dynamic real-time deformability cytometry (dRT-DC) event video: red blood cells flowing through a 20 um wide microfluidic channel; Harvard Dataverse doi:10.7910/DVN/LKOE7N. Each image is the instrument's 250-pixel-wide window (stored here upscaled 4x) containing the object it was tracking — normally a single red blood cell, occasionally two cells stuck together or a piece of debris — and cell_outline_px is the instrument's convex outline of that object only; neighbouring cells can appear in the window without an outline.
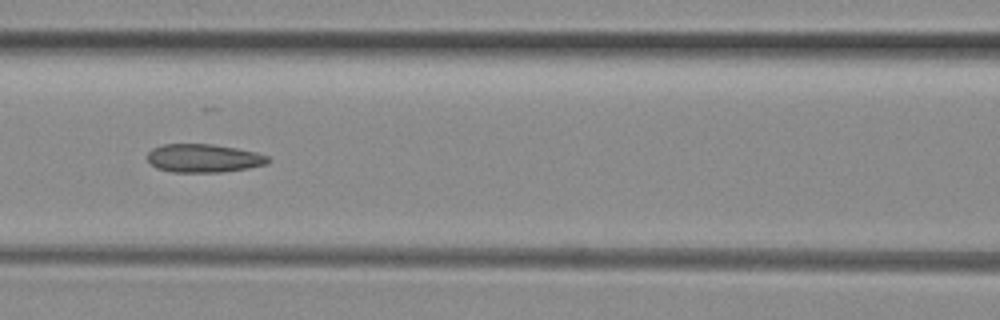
{"species": "common noctule bat (a hibernating species)", "species_latin": "Nyctalus noctula", "temperature_condition": "room temperature", "stored_images_in_passage": 6, "camera_frame_rate_fps": 3000, "um_per_image_px": 0.085, "animal": {"sex": "female", "body_mass_g": 29.2, "forearm_length_mm": 56.3}, "frame": {"image": 1, "passage_image": 6, "time_ms": 1.667, "image_size_px": [1000, 320], "cell_outline_px": [[272, 160], [268, 164], [248, 168], [224, 172], [172, 172], [156, 168], [148, 160], [148, 152], [152, 148], [164, 144], [212, 144], [236, 148], [256, 152], [268, 156]], "centroid_in_image_um": [17.34, 13.45], "position_along_channel_um": 149.3, "area_um2": 20.06}}